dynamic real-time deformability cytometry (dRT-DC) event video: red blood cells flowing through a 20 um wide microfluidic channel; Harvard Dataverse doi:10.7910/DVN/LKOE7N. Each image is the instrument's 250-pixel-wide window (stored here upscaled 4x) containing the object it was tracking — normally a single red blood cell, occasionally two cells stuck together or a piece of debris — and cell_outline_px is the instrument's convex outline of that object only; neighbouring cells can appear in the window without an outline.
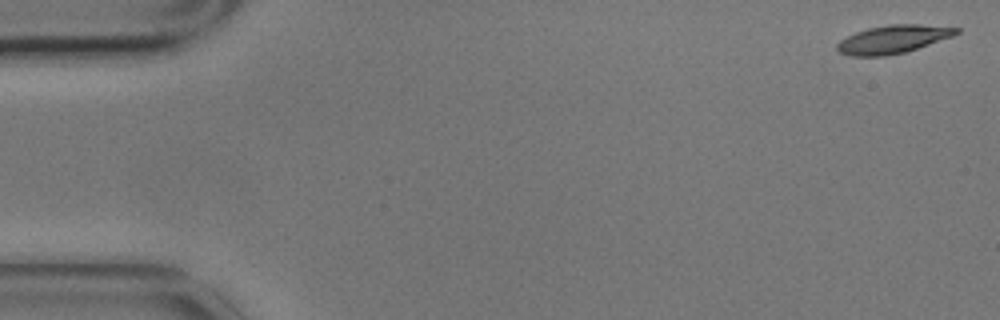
{"species": "common noctule bat (a hibernating species)", "species_latin": "Nyctalus noctula", "temperature_condition": "cold", "stored_images_in_passage": 6, "camera_frame_rate_fps": 3000, "um_per_image_px": 0.085, "animal": {"sex": "male", "body_mass_g": 17.9}, "frame": {"image": 1, "passage_image": 1, "time_ms": 0.0, "image_size_px": [1000, 320], "cell_outline_px": [[960, 32], [952, 36], [904, 52], [884, 56], [852, 56], [840, 52], [836, 48], [836, 44], [840, 40], [856, 32], [868, 28], [888, 24], [920, 24], [960, 28]], "centroid_in_image_um": [75.88, 3.33], "position_along_channel_um": 9.1, "area_um2": 19.31}}
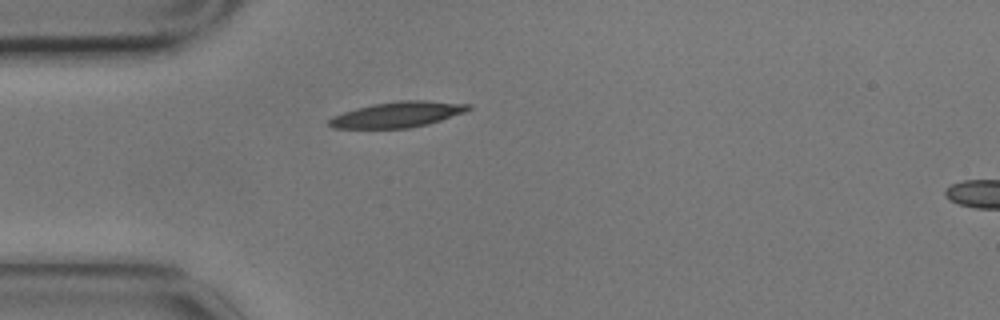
{"frame": {"image": 2, "passage_image": 5, "time_ms": 1.333, "image_size_px": [1000, 320], "cell_outline_px": [[472, 108], [464, 112], [428, 124], [408, 128], [332, 128], [328, 124], [328, 120], [332, 116], [356, 108], [372, 104], [400, 100], [424, 100], [472, 104]], "centroid_in_image_um": [33.79, 9.73], "position_along_channel_um": 51.2, "area_um2": 20.75}}